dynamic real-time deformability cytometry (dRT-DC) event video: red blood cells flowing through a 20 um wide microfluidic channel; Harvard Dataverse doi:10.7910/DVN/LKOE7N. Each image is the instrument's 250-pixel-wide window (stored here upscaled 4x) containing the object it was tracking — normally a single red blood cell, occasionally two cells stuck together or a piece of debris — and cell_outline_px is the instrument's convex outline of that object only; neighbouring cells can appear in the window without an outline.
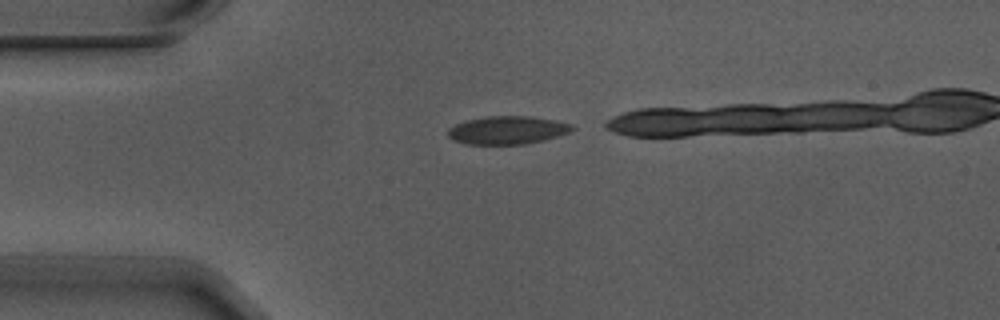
{"species": "Egyptian fruit bat (a non-hibernating species)", "species_latin": "Rousettus aegyptiacus", "temperature_condition": "warm", "stored_images_in_passage": 7, "camera_frame_rate_fps": 3000, "um_per_image_px": 0.085, "animal": {"sex": "male"}, "frame": {"image": 1, "passage_image": 1, "time_ms": 0.0, "image_size_px": [1000, 320], "cell_outline_px": [[576, 128], [572, 132], [544, 140], [524, 144], [464, 144], [452, 140], [448, 136], [448, 128], [464, 120], [488, 116], [528, 116], [556, 120], [572, 124]], "centroid_in_image_um": [43.14, 11.06], "position_along_channel_um": 41.9, "area_um2": 20.58}}